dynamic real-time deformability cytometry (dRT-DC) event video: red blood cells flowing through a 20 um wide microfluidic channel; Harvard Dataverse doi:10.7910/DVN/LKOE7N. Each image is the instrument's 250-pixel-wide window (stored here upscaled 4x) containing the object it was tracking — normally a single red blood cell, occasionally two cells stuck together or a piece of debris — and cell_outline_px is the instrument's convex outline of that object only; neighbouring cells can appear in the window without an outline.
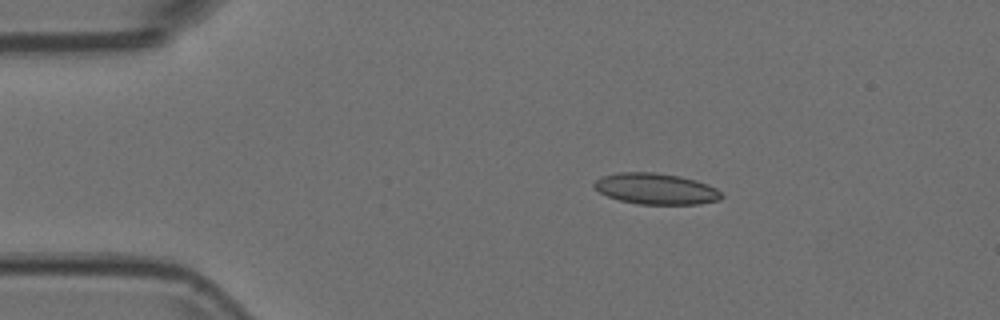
{"species": "Egyptian fruit bat (a non-hibernating species)", "species_latin": "Rousettus aegyptiacus", "temperature_condition": "room temperature", "stored_images_in_passage": 46, "camera_frame_rate_fps": 3000, "um_per_image_px": 0.085, "animal": {"sex": "female"}, "frame": {"image": 1, "passage_image": 2, "time_ms": 0.333, "image_size_px": [1000, 320], "cell_outline_px": [[724, 196], [720, 200], [700, 204], [640, 204], [620, 200], [608, 196], [600, 192], [592, 184], [600, 176], [616, 172], [656, 172], [680, 176], [696, 180], [708, 184], [716, 188]], "centroid_in_image_um": [55.76, 16.04], "position_along_channel_um": 29.2, "area_um2": 23.18}}
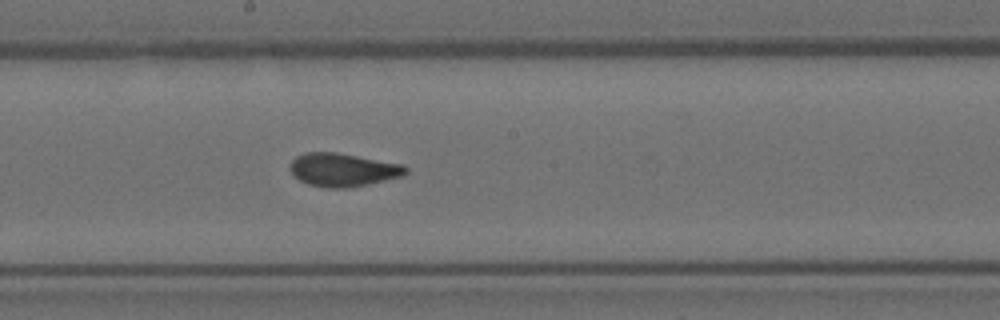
{"frame": {"image": 2, "passage_image": 21, "time_ms": 6.667, "image_size_px": [1000, 320], "cell_outline_px": [[408, 172], [404, 176], [368, 184], [348, 188], [324, 188], [308, 184], [300, 180], [288, 168], [288, 164], [296, 156], [304, 152], [336, 152], [404, 164], [408, 168]], "centroid_in_image_um": [29.16, 14.43], "position_along_channel_um": 219.0, "area_um2": 22.72}}
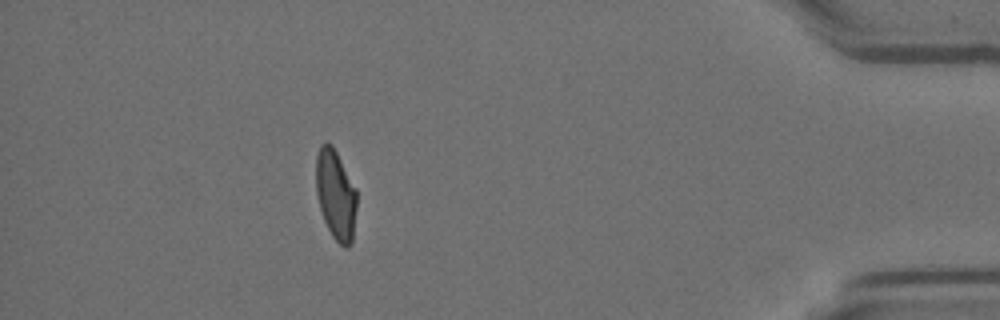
{"frame": {"image": 3, "passage_image": 40, "time_ms": 13.0, "image_size_px": [1000, 320], "cell_outline_px": [[356, 208], [352, 244], [348, 248], [344, 248], [332, 236], [324, 220], [320, 208], [316, 192], [316, 156], [320, 144], [332, 144], [356, 188]], "centroid_in_image_um": [28.53, 16.57], "position_along_channel_um": 406.7, "area_um2": 21.33}}